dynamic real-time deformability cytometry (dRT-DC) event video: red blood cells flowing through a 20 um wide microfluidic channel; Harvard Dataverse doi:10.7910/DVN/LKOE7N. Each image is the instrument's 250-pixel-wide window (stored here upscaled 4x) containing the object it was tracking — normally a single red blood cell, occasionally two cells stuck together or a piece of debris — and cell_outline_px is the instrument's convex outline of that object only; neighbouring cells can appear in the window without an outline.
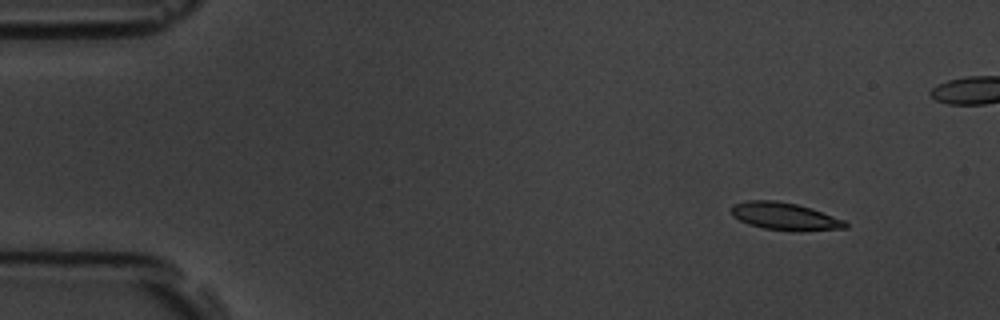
{"species": "common noctule bat (a hibernating species)", "species_latin": "Nyctalus noctula", "temperature_condition": "room temperature", "stored_images_in_passage": 6, "camera_frame_rate_fps": 3000, "um_per_image_px": 0.085, "animal": {"sex": "male", "body_mass_g": 19.5, "forearm_length_mm": 54.6}, "frame": {"image": 1, "passage_image": 2, "time_ms": 1.333, "image_size_px": [1000, 320], "cell_outline_px": [[848, 228], [800, 232], [764, 228], [748, 224], [732, 216], [732, 204], [748, 200], [776, 200], [796, 204], [812, 208], [844, 220], [848, 224]], "centroid_in_image_um": [66.73, 18.39], "position_along_channel_um": 18.3, "area_um2": 18.44}}